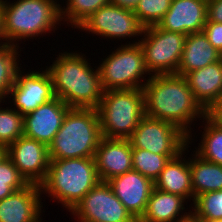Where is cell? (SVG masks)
I'll list each match as a JSON object with an SVG mask.
<instances>
[{
  "label": "cell",
  "mask_w": 222,
  "mask_h": 222,
  "mask_svg": "<svg viewBox=\"0 0 222 222\" xmlns=\"http://www.w3.org/2000/svg\"><path fill=\"white\" fill-rule=\"evenodd\" d=\"M78 222H138L114 194L107 181H100L70 211Z\"/></svg>",
  "instance_id": "11"
},
{
  "label": "cell",
  "mask_w": 222,
  "mask_h": 222,
  "mask_svg": "<svg viewBox=\"0 0 222 222\" xmlns=\"http://www.w3.org/2000/svg\"><path fill=\"white\" fill-rule=\"evenodd\" d=\"M4 103V101H0ZM24 134V115L11 106L0 107V144L7 147Z\"/></svg>",
  "instance_id": "28"
},
{
  "label": "cell",
  "mask_w": 222,
  "mask_h": 222,
  "mask_svg": "<svg viewBox=\"0 0 222 222\" xmlns=\"http://www.w3.org/2000/svg\"><path fill=\"white\" fill-rule=\"evenodd\" d=\"M207 21V0H172L157 25L166 31L188 35L202 32Z\"/></svg>",
  "instance_id": "17"
},
{
  "label": "cell",
  "mask_w": 222,
  "mask_h": 222,
  "mask_svg": "<svg viewBox=\"0 0 222 222\" xmlns=\"http://www.w3.org/2000/svg\"><path fill=\"white\" fill-rule=\"evenodd\" d=\"M203 32L212 46L222 53V23L207 21Z\"/></svg>",
  "instance_id": "32"
},
{
  "label": "cell",
  "mask_w": 222,
  "mask_h": 222,
  "mask_svg": "<svg viewBox=\"0 0 222 222\" xmlns=\"http://www.w3.org/2000/svg\"><path fill=\"white\" fill-rule=\"evenodd\" d=\"M7 146L0 144V162L7 157Z\"/></svg>",
  "instance_id": "39"
},
{
  "label": "cell",
  "mask_w": 222,
  "mask_h": 222,
  "mask_svg": "<svg viewBox=\"0 0 222 222\" xmlns=\"http://www.w3.org/2000/svg\"><path fill=\"white\" fill-rule=\"evenodd\" d=\"M201 222H222V220H201Z\"/></svg>",
  "instance_id": "40"
},
{
  "label": "cell",
  "mask_w": 222,
  "mask_h": 222,
  "mask_svg": "<svg viewBox=\"0 0 222 222\" xmlns=\"http://www.w3.org/2000/svg\"><path fill=\"white\" fill-rule=\"evenodd\" d=\"M208 20L222 23V0H207Z\"/></svg>",
  "instance_id": "33"
},
{
  "label": "cell",
  "mask_w": 222,
  "mask_h": 222,
  "mask_svg": "<svg viewBox=\"0 0 222 222\" xmlns=\"http://www.w3.org/2000/svg\"><path fill=\"white\" fill-rule=\"evenodd\" d=\"M186 36L166 31L158 25L144 28L138 43L142 47L145 66L150 76L176 74Z\"/></svg>",
  "instance_id": "8"
},
{
  "label": "cell",
  "mask_w": 222,
  "mask_h": 222,
  "mask_svg": "<svg viewBox=\"0 0 222 222\" xmlns=\"http://www.w3.org/2000/svg\"><path fill=\"white\" fill-rule=\"evenodd\" d=\"M66 7L60 5L61 21L66 26L77 29L89 16L101 7L110 3V0H64ZM70 23V24H69ZM70 25V26H69Z\"/></svg>",
  "instance_id": "26"
},
{
  "label": "cell",
  "mask_w": 222,
  "mask_h": 222,
  "mask_svg": "<svg viewBox=\"0 0 222 222\" xmlns=\"http://www.w3.org/2000/svg\"><path fill=\"white\" fill-rule=\"evenodd\" d=\"M21 49L23 48L7 42L0 44V101H5L8 97L21 69L22 64L19 63Z\"/></svg>",
  "instance_id": "25"
},
{
  "label": "cell",
  "mask_w": 222,
  "mask_h": 222,
  "mask_svg": "<svg viewBox=\"0 0 222 222\" xmlns=\"http://www.w3.org/2000/svg\"><path fill=\"white\" fill-rule=\"evenodd\" d=\"M108 183L124 207L138 221L146 210L154 182L132 169L111 178Z\"/></svg>",
  "instance_id": "15"
},
{
  "label": "cell",
  "mask_w": 222,
  "mask_h": 222,
  "mask_svg": "<svg viewBox=\"0 0 222 222\" xmlns=\"http://www.w3.org/2000/svg\"><path fill=\"white\" fill-rule=\"evenodd\" d=\"M202 120L204 131L194 152L202 159L222 166V127L208 115Z\"/></svg>",
  "instance_id": "24"
},
{
  "label": "cell",
  "mask_w": 222,
  "mask_h": 222,
  "mask_svg": "<svg viewBox=\"0 0 222 222\" xmlns=\"http://www.w3.org/2000/svg\"><path fill=\"white\" fill-rule=\"evenodd\" d=\"M132 148L157 155H179L188 144V135L173 123L144 116L128 138Z\"/></svg>",
  "instance_id": "10"
},
{
  "label": "cell",
  "mask_w": 222,
  "mask_h": 222,
  "mask_svg": "<svg viewBox=\"0 0 222 222\" xmlns=\"http://www.w3.org/2000/svg\"><path fill=\"white\" fill-rule=\"evenodd\" d=\"M138 2L139 0H110V3L133 10L137 6Z\"/></svg>",
  "instance_id": "35"
},
{
  "label": "cell",
  "mask_w": 222,
  "mask_h": 222,
  "mask_svg": "<svg viewBox=\"0 0 222 222\" xmlns=\"http://www.w3.org/2000/svg\"><path fill=\"white\" fill-rule=\"evenodd\" d=\"M22 68L23 66L18 71L16 81L7 98L12 99L8 103L13 104H10L14 106L13 109L25 115L55 98V94L51 75L46 68H40L41 71L40 69L38 71H28L27 73Z\"/></svg>",
  "instance_id": "12"
},
{
  "label": "cell",
  "mask_w": 222,
  "mask_h": 222,
  "mask_svg": "<svg viewBox=\"0 0 222 222\" xmlns=\"http://www.w3.org/2000/svg\"><path fill=\"white\" fill-rule=\"evenodd\" d=\"M144 26L138 20L133 9L109 3L89 16L77 29L86 34L97 35L105 40H127L137 37L132 43L137 44L142 37Z\"/></svg>",
  "instance_id": "9"
},
{
  "label": "cell",
  "mask_w": 222,
  "mask_h": 222,
  "mask_svg": "<svg viewBox=\"0 0 222 222\" xmlns=\"http://www.w3.org/2000/svg\"><path fill=\"white\" fill-rule=\"evenodd\" d=\"M220 60L221 53L212 46L203 31L188 34L176 74L185 76Z\"/></svg>",
  "instance_id": "21"
},
{
  "label": "cell",
  "mask_w": 222,
  "mask_h": 222,
  "mask_svg": "<svg viewBox=\"0 0 222 222\" xmlns=\"http://www.w3.org/2000/svg\"><path fill=\"white\" fill-rule=\"evenodd\" d=\"M192 152L191 158L189 157V168L194 199L206 192L222 190V166L206 161Z\"/></svg>",
  "instance_id": "23"
},
{
  "label": "cell",
  "mask_w": 222,
  "mask_h": 222,
  "mask_svg": "<svg viewBox=\"0 0 222 222\" xmlns=\"http://www.w3.org/2000/svg\"><path fill=\"white\" fill-rule=\"evenodd\" d=\"M15 190L7 185V182H0V201L12 194Z\"/></svg>",
  "instance_id": "36"
},
{
  "label": "cell",
  "mask_w": 222,
  "mask_h": 222,
  "mask_svg": "<svg viewBox=\"0 0 222 222\" xmlns=\"http://www.w3.org/2000/svg\"><path fill=\"white\" fill-rule=\"evenodd\" d=\"M14 1H2L3 36L7 43L19 46L21 40L44 38L63 23L59 0Z\"/></svg>",
  "instance_id": "3"
},
{
  "label": "cell",
  "mask_w": 222,
  "mask_h": 222,
  "mask_svg": "<svg viewBox=\"0 0 222 222\" xmlns=\"http://www.w3.org/2000/svg\"><path fill=\"white\" fill-rule=\"evenodd\" d=\"M132 147L128 139L102 137L94 155L100 181L132 170Z\"/></svg>",
  "instance_id": "18"
},
{
  "label": "cell",
  "mask_w": 222,
  "mask_h": 222,
  "mask_svg": "<svg viewBox=\"0 0 222 222\" xmlns=\"http://www.w3.org/2000/svg\"><path fill=\"white\" fill-rule=\"evenodd\" d=\"M142 89L145 115L173 123L188 135V144L191 145L194 142L191 125L195 126L194 123L202 120L207 112L195 100L185 77L177 74L153 75Z\"/></svg>",
  "instance_id": "1"
},
{
  "label": "cell",
  "mask_w": 222,
  "mask_h": 222,
  "mask_svg": "<svg viewBox=\"0 0 222 222\" xmlns=\"http://www.w3.org/2000/svg\"><path fill=\"white\" fill-rule=\"evenodd\" d=\"M185 79L195 100L207 112L222 96V59L187 73Z\"/></svg>",
  "instance_id": "19"
},
{
  "label": "cell",
  "mask_w": 222,
  "mask_h": 222,
  "mask_svg": "<svg viewBox=\"0 0 222 222\" xmlns=\"http://www.w3.org/2000/svg\"><path fill=\"white\" fill-rule=\"evenodd\" d=\"M41 196L38 184L29 183L14 191L0 201V222H42V213L45 211Z\"/></svg>",
  "instance_id": "16"
},
{
  "label": "cell",
  "mask_w": 222,
  "mask_h": 222,
  "mask_svg": "<svg viewBox=\"0 0 222 222\" xmlns=\"http://www.w3.org/2000/svg\"><path fill=\"white\" fill-rule=\"evenodd\" d=\"M99 182L94 158L50 159L40 187L42 195L70 212Z\"/></svg>",
  "instance_id": "4"
},
{
  "label": "cell",
  "mask_w": 222,
  "mask_h": 222,
  "mask_svg": "<svg viewBox=\"0 0 222 222\" xmlns=\"http://www.w3.org/2000/svg\"><path fill=\"white\" fill-rule=\"evenodd\" d=\"M189 209L200 220H222V190L196 196Z\"/></svg>",
  "instance_id": "29"
},
{
  "label": "cell",
  "mask_w": 222,
  "mask_h": 222,
  "mask_svg": "<svg viewBox=\"0 0 222 222\" xmlns=\"http://www.w3.org/2000/svg\"><path fill=\"white\" fill-rule=\"evenodd\" d=\"M185 204L187 205L188 202L182 196L154 188L146 210L138 222H176L191 213ZM186 209L188 212H185Z\"/></svg>",
  "instance_id": "22"
},
{
  "label": "cell",
  "mask_w": 222,
  "mask_h": 222,
  "mask_svg": "<svg viewBox=\"0 0 222 222\" xmlns=\"http://www.w3.org/2000/svg\"><path fill=\"white\" fill-rule=\"evenodd\" d=\"M189 147L188 145L177 157L169 160L155 180L154 188L163 192L182 196L188 202H194L189 157H187L186 160L185 155L186 151L187 153L189 152Z\"/></svg>",
  "instance_id": "20"
},
{
  "label": "cell",
  "mask_w": 222,
  "mask_h": 222,
  "mask_svg": "<svg viewBox=\"0 0 222 222\" xmlns=\"http://www.w3.org/2000/svg\"><path fill=\"white\" fill-rule=\"evenodd\" d=\"M172 0H139L134 8L138 20L144 27L157 25L168 9Z\"/></svg>",
  "instance_id": "30"
},
{
  "label": "cell",
  "mask_w": 222,
  "mask_h": 222,
  "mask_svg": "<svg viewBox=\"0 0 222 222\" xmlns=\"http://www.w3.org/2000/svg\"><path fill=\"white\" fill-rule=\"evenodd\" d=\"M56 56L50 66H45L55 97L70 108L97 109L104 93L98 67L92 68L90 59L82 52L65 51Z\"/></svg>",
  "instance_id": "2"
},
{
  "label": "cell",
  "mask_w": 222,
  "mask_h": 222,
  "mask_svg": "<svg viewBox=\"0 0 222 222\" xmlns=\"http://www.w3.org/2000/svg\"><path fill=\"white\" fill-rule=\"evenodd\" d=\"M0 182H7L15 191L29 184L8 156L0 162Z\"/></svg>",
  "instance_id": "31"
},
{
  "label": "cell",
  "mask_w": 222,
  "mask_h": 222,
  "mask_svg": "<svg viewBox=\"0 0 222 222\" xmlns=\"http://www.w3.org/2000/svg\"><path fill=\"white\" fill-rule=\"evenodd\" d=\"M7 155L28 183L40 185L45 180L50 164L45 144L23 135L7 147Z\"/></svg>",
  "instance_id": "13"
},
{
  "label": "cell",
  "mask_w": 222,
  "mask_h": 222,
  "mask_svg": "<svg viewBox=\"0 0 222 222\" xmlns=\"http://www.w3.org/2000/svg\"><path fill=\"white\" fill-rule=\"evenodd\" d=\"M102 139L97 109L70 108L48 147L50 159L94 158Z\"/></svg>",
  "instance_id": "5"
},
{
  "label": "cell",
  "mask_w": 222,
  "mask_h": 222,
  "mask_svg": "<svg viewBox=\"0 0 222 222\" xmlns=\"http://www.w3.org/2000/svg\"><path fill=\"white\" fill-rule=\"evenodd\" d=\"M207 115L222 127V96L221 98L207 111Z\"/></svg>",
  "instance_id": "34"
},
{
  "label": "cell",
  "mask_w": 222,
  "mask_h": 222,
  "mask_svg": "<svg viewBox=\"0 0 222 222\" xmlns=\"http://www.w3.org/2000/svg\"><path fill=\"white\" fill-rule=\"evenodd\" d=\"M176 222H201L192 212L183 219H180Z\"/></svg>",
  "instance_id": "37"
},
{
  "label": "cell",
  "mask_w": 222,
  "mask_h": 222,
  "mask_svg": "<svg viewBox=\"0 0 222 222\" xmlns=\"http://www.w3.org/2000/svg\"><path fill=\"white\" fill-rule=\"evenodd\" d=\"M97 111L102 137L128 139L145 116L143 89L104 91Z\"/></svg>",
  "instance_id": "6"
},
{
  "label": "cell",
  "mask_w": 222,
  "mask_h": 222,
  "mask_svg": "<svg viewBox=\"0 0 222 222\" xmlns=\"http://www.w3.org/2000/svg\"><path fill=\"white\" fill-rule=\"evenodd\" d=\"M178 155H157L140 148H132V168L153 182L170 159Z\"/></svg>",
  "instance_id": "27"
},
{
  "label": "cell",
  "mask_w": 222,
  "mask_h": 222,
  "mask_svg": "<svg viewBox=\"0 0 222 222\" xmlns=\"http://www.w3.org/2000/svg\"><path fill=\"white\" fill-rule=\"evenodd\" d=\"M2 22H3L2 21V1H0V44L5 43V39L3 36V23Z\"/></svg>",
  "instance_id": "38"
},
{
  "label": "cell",
  "mask_w": 222,
  "mask_h": 222,
  "mask_svg": "<svg viewBox=\"0 0 222 222\" xmlns=\"http://www.w3.org/2000/svg\"><path fill=\"white\" fill-rule=\"evenodd\" d=\"M98 65L104 91L142 89L151 76L146 69L142 47L121 44ZM147 77V79L145 78ZM146 81V82H145Z\"/></svg>",
  "instance_id": "7"
},
{
  "label": "cell",
  "mask_w": 222,
  "mask_h": 222,
  "mask_svg": "<svg viewBox=\"0 0 222 222\" xmlns=\"http://www.w3.org/2000/svg\"><path fill=\"white\" fill-rule=\"evenodd\" d=\"M69 109L70 107L58 97L38 106L24 115L23 135L49 147Z\"/></svg>",
  "instance_id": "14"
}]
</instances>
